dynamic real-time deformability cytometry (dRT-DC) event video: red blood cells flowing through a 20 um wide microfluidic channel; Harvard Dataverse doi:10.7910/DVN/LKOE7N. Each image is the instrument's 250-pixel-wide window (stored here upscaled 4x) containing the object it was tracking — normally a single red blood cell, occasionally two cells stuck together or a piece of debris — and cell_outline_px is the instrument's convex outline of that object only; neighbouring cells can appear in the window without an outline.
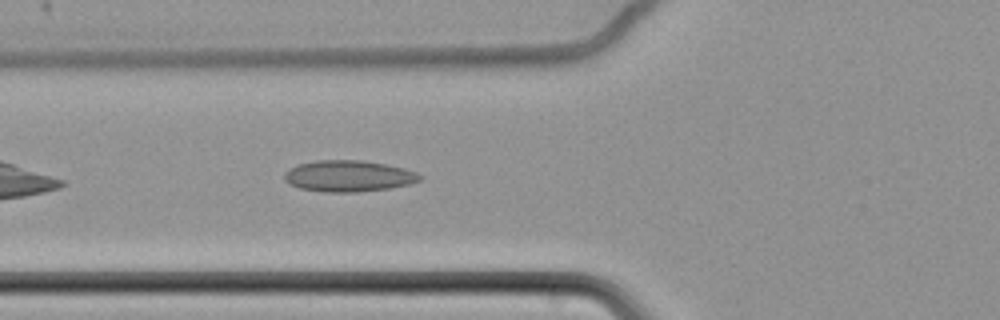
{"species": "common noctule bat (a hibernating species)", "species_latin": "Nyctalus noctula", "temperature_condition": "cold", "stored_images_in_passage": 43, "camera_frame_rate_fps": 3000, "um_per_image_px": 0.085, "animal": {"sex": "female", "body_mass_g": 22.7, "forearm_length_mm": 54.2}, "frame": {"image": 1, "passage_image": 6, "time_ms": 1.667, "image_size_px": [1000, 320], "cell_outline_px": [[424, 176], [420, 180], [408, 184], [388, 188], [356, 192], [324, 192], [300, 188], [288, 184], [284, 180], [284, 172], [300, 164], [316, 160], [360, 160], [384, 164], [404, 168], [416, 172]], "centroid_in_image_um": [29.61, 14.96], "position_along_channel_um": 96.2, "area_um2": 24.57}}
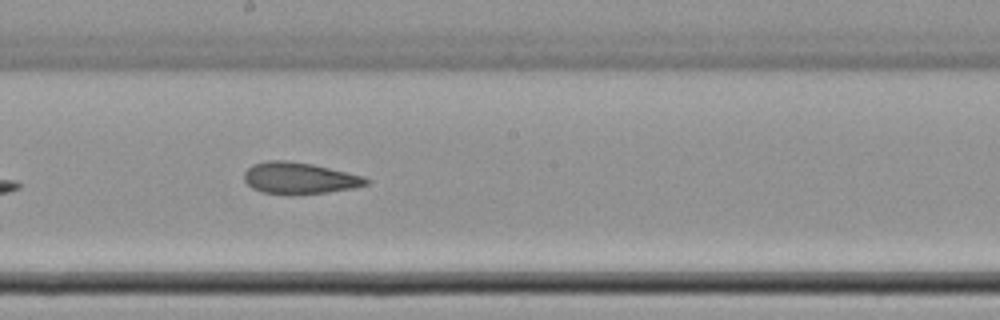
{"frame": {"image": 2, "passage_image": 17, "time_ms": 5.333, "image_size_px": [1000, 320], "cell_outline_px": [[372, 180], [368, 184], [352, 188], [328, 192], [292, 196], [288, 196], [260, 192], [252, 188], [244, 180], [244, 172], [252, 164], [268, 160], [284, 160], [312, 164], [364, 176]], "centroid_in_image_um": [25.43, 15.16], "position_along_channel_um": 222.8, "area_um2": 22.83}}
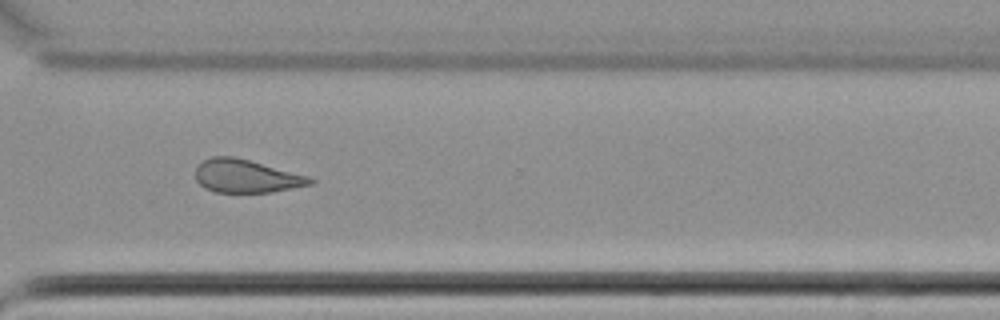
{"frame": {"image": 3, "passage_image": 28, "time_ms": 9.0, "image_size_px": [1000, 320], "cell_outline_px": [[316, 180], [312, 184], [272, 192], [216, 192], [204, 188], [196, 180], [196, 168], [204, 160], [212, 156], [232, 156], [312, 176]], "centroid_in_image_um": [20.97, 14.97], "position_along_channel_um": 349.6, "area_um2": 22.14}, "authors_computed_cell_mechanics": {"area_um2": 22.831, "velocity_mm_per_s": 3.4518, "shape_relaxation_time_tau1_ms": null, "shape_relaxation_time_tau2_ms": 3.9225, "deformation_change_tau1": null, "deformation_change_tau2": 0.1019}}